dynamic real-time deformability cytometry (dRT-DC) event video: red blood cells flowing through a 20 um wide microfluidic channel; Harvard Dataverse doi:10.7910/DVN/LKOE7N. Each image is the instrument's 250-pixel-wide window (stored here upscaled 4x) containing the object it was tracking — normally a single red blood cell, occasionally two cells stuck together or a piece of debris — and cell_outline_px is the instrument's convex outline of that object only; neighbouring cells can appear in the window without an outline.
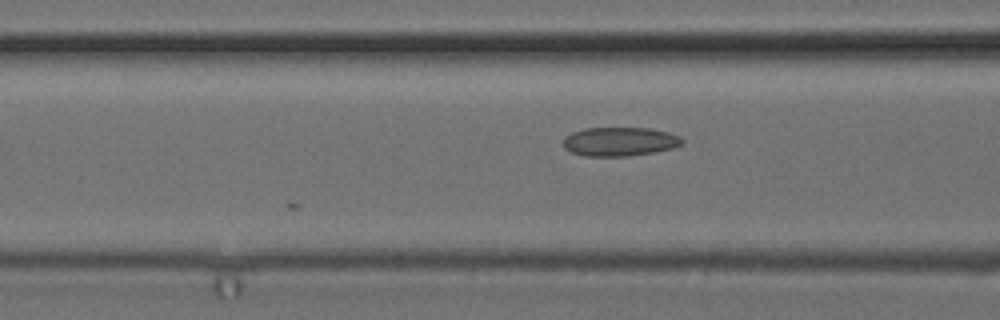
{"species": "common noctule bat (a hibernating species)", "species_latin": "Nyctalus noctula", "temperature_condition": "cold", "stored_images_in_passage": 22, "camera_frame_rate_fps": 3000, "um_per_image_px": 0.085, "animal": {"sex": "female", "body_mass_g": 24.6, "forearm_length_mm": 56.2}, "frame": {"image": 1, "passage_image": 22, "time_ms": 7.0, "image_size_px": [1000, 320], "cell_outline_px": [[684, 144], [672, 148], [652, 152], [628, 156], [584, 156], [572, 152], [564, 148], [560, 144], [564, 136], [572, 132], [584, 128], [648, 128], [668, 132], [680, 136], [684, 140]], "centroid_in_image_um": [52.63, 12.03], "position_along_channel_um": 114.0, "area_um2": 20.23}}